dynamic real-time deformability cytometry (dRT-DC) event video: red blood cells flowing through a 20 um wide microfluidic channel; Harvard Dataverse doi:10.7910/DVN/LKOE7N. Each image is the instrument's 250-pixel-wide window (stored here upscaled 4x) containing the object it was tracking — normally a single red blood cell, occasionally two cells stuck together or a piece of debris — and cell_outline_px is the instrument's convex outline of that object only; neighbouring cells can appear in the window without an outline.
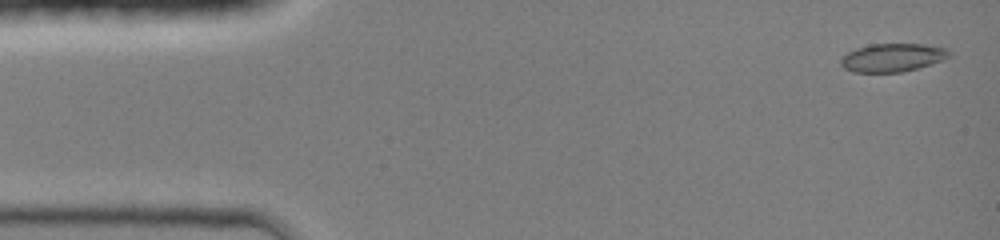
{"species": "common noctule bat (a hibernating species)", "species_latin": "Nyctalus noctula", "temperature_condition": "room temperature", "stored_images_in_passage": 44, "camera_frame_rate_fps": 3000, "um_per_image_px": 0.085, "animal": {"sex": "female", "body_mass_g": 19.0, "forearm_length_mm": 51.5}, "frame": {"image": 1, "passage_image": 2, "time_ms": 0.333, "image_size_px": [1000, 240], "cell_outline_px": [[952, 56], [944, 60], [916, 68], [900, 72], [852, 72], [844, 68], [840, 64], [840, 56], [856, 48], [872, 44], [924, 44], [948, 48], [952, 52]], "centroid_in_image_um": [75.88, 4.89], "position_along_channel_um": 9.1, "area_um2": 18.03}}
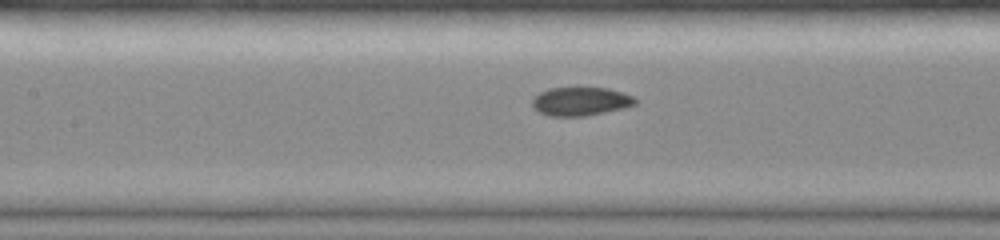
{"frame": {"image": 2, "passage_image": 20, "time_ms": 6.333, "image_size_px": [1000, 240], "cell_outline_px": [[636, 104], [624, 108], [584, 116], [548, 116], [532, 108], [532, 100], [540, 92], [548, 88], [576, 84], [608, 88], [632, 96], [636, 100]], "centroid_in_image_um": [49.31, 8.56], "position_along_channel_um": 158.1, "area_um2": 17.86}}
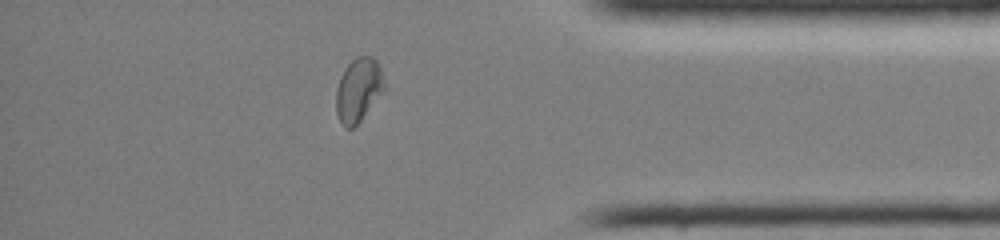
{"frame": {"image": 3, "passage_image": 38, "time_ms": 12.333, "image_size_px": [1000, 240], "cell_outline_px": [[384, 88], [360, 120], [352, 128], [344, 128], [336, 112], [336, 88], [340, 76], [348, 64], [356, 56], [372, 56], [380, 64], [384, 84]], "centroid_in_image_um": [30.44, 7.6], "position_along_channel_um": 404.8, "area_um2": 17.57}, "authors_computed_cell_mechanics": {"area_um2": 17.7735, "velocity_mm_per_s": 4.3166, "shape_relaxation_time_tau1_ms": 4.7933, "shape_relaxation_time_tau2_ms": 0.6697, "deformation_change_tau1": 0.1725, "deformation_change_tau2": 0.0344}}